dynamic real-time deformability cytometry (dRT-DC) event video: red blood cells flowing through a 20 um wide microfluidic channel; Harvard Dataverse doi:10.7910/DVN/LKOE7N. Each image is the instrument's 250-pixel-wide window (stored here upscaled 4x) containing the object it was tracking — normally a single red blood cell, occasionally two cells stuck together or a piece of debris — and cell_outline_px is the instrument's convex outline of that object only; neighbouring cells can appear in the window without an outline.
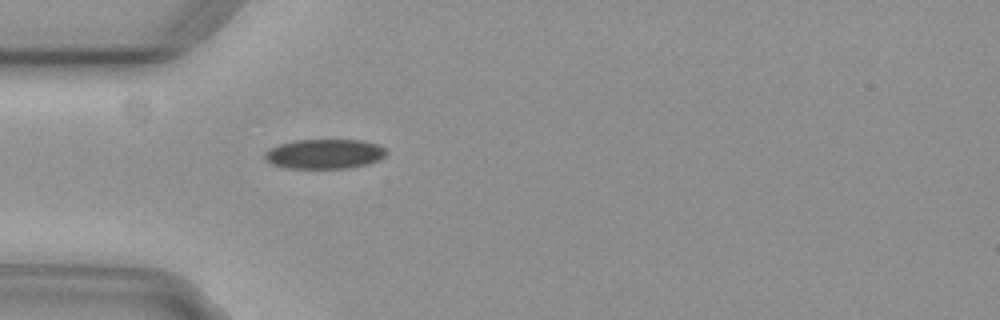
{"species": "common noctule bat (a hibernating species)", "species_latin": "Nyctalus noctula", "temperature_condition": "cold", "stored_images_in_passage": 3, "camera_frame_rate_fps": 3000, "um_per_image_px": 0.085, "animal": {"sex": "female", "body_mass_g": 29.2, "forearm_length_mm": 56.3}, "frame": {"image": 1, "passage_image": 3, "time_ms": 0.667, "image_size_px": [1000, 320], "cell_outline_px": [[388, 152], [380, 160], [368, 164], [348, 168], [284, 168], [272, 164], [264, 160], [264, 152], [268, 148], [280, 144], [296, 140], [364, 140], [380, 144]], "centroid_in_image_um": [27.59, 13.08], "position_along_channel_um": 57.4, "area_um2": 21.33}}